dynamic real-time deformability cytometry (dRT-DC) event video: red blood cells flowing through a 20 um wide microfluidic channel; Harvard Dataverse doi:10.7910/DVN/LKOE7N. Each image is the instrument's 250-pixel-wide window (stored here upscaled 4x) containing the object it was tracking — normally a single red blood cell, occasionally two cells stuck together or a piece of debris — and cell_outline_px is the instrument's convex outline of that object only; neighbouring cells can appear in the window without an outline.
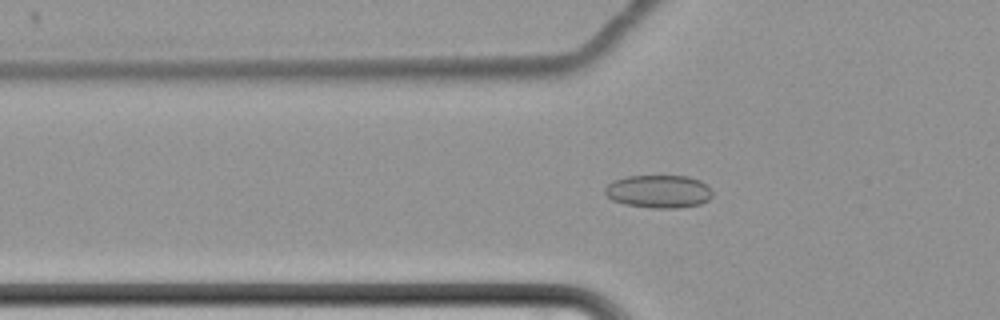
{"species": "common noctule bat (a hibernating species)", "species_latin": "Nyctalus noctula", "temperature_condition": "cold", "stored_images_in_passage": 57, "camera_frame_rate_fps": 3000, "um_per_image_px": 0.085, "animal": {"sex": "female", "body_mass_g": 22.7, "forearm_length_mm": 54.2}, "frame": {"image": 1, "passage_image": 17, "time_ms": 5.333, "image_size_px": [1000, 320], "cell_outline_px": [[712, 196], [708, 200], [700, 204], [680, 208], [652, 208], [624, 204], [612, 200], [604, 192], [604, 188], [612, 180], [628, 176], [688, 176], [700, 180], [712, 192]], "centroid_in_image_um": [55.96, 16.28], "position_along_channel_um": 69.8, "area_um2": 20.69}}
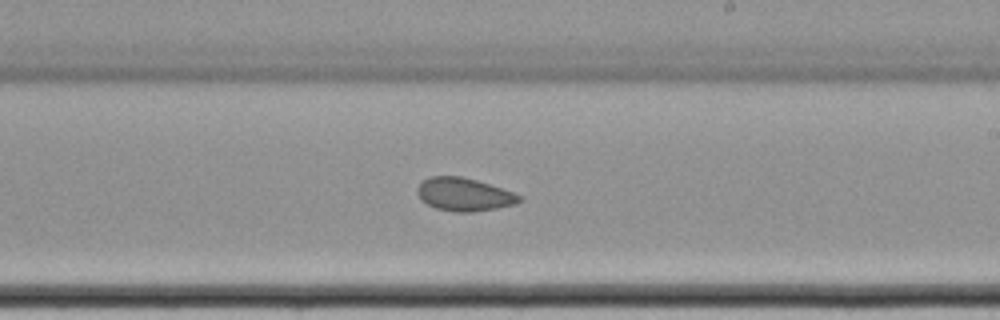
{"frame": {"image": 2, "passage_image": 33, "time_ms": 10.667, "image_size_px": [1000, 320], "cell_outline_px": [[524, 200], [516, 204], [496, 208], [472, 212], [456, 212], [436, 208], [420, 200], [416, 192], [416, 188], [428, 176], [460, 176], [476, 180], [524, 196]], "centroid_in_image_um": [39.45, 16.53], "position_along_channel_um": 249.6, "area_um2": 19.71}}
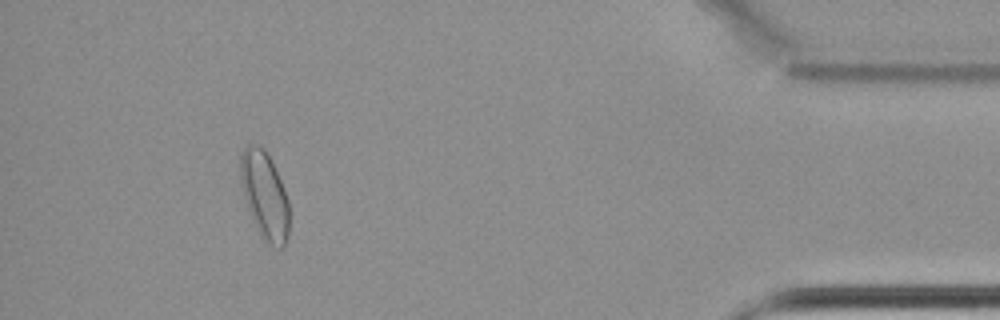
{"frame": {"image": 3, "passage_image": 52, "time_ms": 17.0, "image_size_px": [1000, 320], "cell_outline_px": [[288, 236], [284, 244], [280, 248], [268, 244], [260, 236], [256, 228], [248, 208], [244, 196], [240, 180], [240, 156], [244, 148], [248, 144], [256, 144], [264, 148], [284, 188], [288, 200]], "centroid_in_image_um": [22.47, 16.6], "position_along_channel_um": 412.7, "area_um2": 24.57}, "authors_computed_cell_mechanics": {"area_um2": 20.6924, "velocity_mm_per_s": 3.431, "shape_relaxation_time_tau1_ms": 5.9801, "shape_relaxation_time_tau2_ms": 5.0647, "deformation_change_tau1": 0.0316, "deformation_change_tau2": 0.0773}}